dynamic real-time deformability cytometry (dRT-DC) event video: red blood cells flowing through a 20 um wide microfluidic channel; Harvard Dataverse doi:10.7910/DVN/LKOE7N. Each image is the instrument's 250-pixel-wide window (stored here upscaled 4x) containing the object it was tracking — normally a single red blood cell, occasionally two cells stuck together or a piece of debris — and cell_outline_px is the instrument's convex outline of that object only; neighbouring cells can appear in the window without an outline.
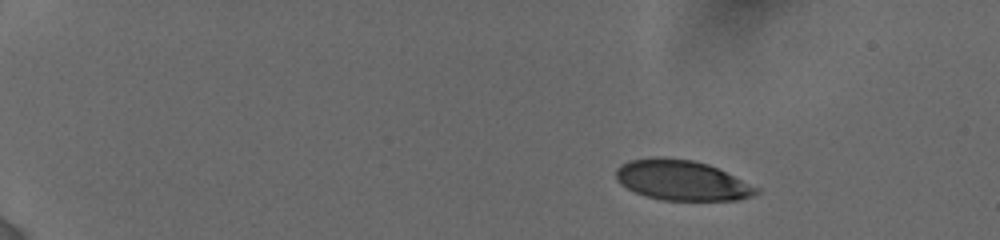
{"species": "human", "species_latin": "Homo sapiens", "temperature_condition": "cold", "stored_images_in_passage": 10, "camera_frame_rate_fps": 3000, "um_per_image_px": 0.085, "donor": {"sex": "female"}, "frame": {"image": 1, "passage_image": 1, "time_ms": 0.0, "image_size_px": [1000, 240], "cell_outline_px": [[760, 192], [752, 196], [736, 200], [660, 200], [644, 196], [620, 184], [616, 180], [616, 168], [620, 164], [628, 160], [652, 156], [664, 156], [692, 160], [708, 164], [760, 188]], "centroid_in_image_um": [57.91, 15.31], "position_along_channel_um": 27.1, "area_um2": 33.12}}
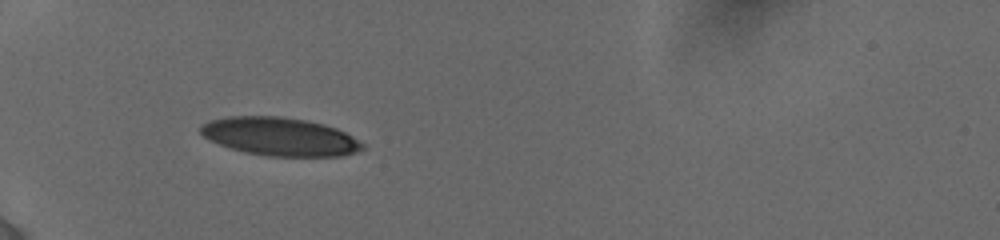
{"frame": {"image": 2, "passage_image": 9, "time_ms": 3.667, "image_size_px": [1000, 240], "cell_outline_px": [[364, 148], [356, 152], [340, 156], [268, 156], [244, 152], [220, 144], [204, 136], [200, 132], [200, 124], [208, 120], [228, 116], [284, 116], [308, 120], [324, 124], [336, 128], [352, 136], [364, 144]], "centroid_in_image_um": [23.78, 11.59], "position_along_channel_um": 61.2, "area_um2": 36.13}}